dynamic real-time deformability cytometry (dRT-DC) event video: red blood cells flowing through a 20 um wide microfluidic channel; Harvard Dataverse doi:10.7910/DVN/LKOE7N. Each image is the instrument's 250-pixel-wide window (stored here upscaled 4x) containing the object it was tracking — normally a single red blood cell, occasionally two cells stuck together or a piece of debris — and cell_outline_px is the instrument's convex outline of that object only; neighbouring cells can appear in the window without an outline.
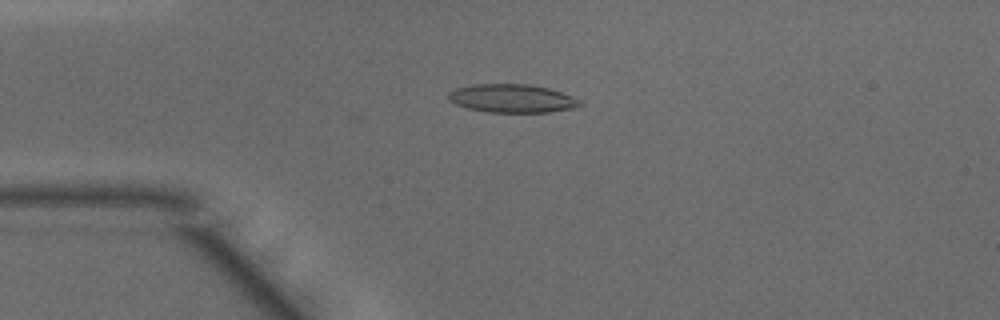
{"species": "common noctule bat (a hibernating species)", "species_latin": "Nyctalus noctula", "temperature_condition": "warm", "stored_images_in_passage": 38, "camera_frame_rate_fps": 3000, "um_per_image_px": 0.085, "animal": {"sex": "male", "body_mass_g": 15.6}, "frame": {"image": 1, "passage_image": 2, "time_ms": 0.333, "image_size_px": [1000, 320], "cell_outline_px": [[584, 104], [576, 108], [548, 112], [488, 112], [468, 108], [456, 104], [448, 100], [448, 92], [456, 88], [472, 84], [528, 84], [548, 88], [572, 96], [580, 100]], "centroid_in_image_um": [43.53, 8.36], "position_along_channel_um": 41.5, "area_um2": 21.79}}
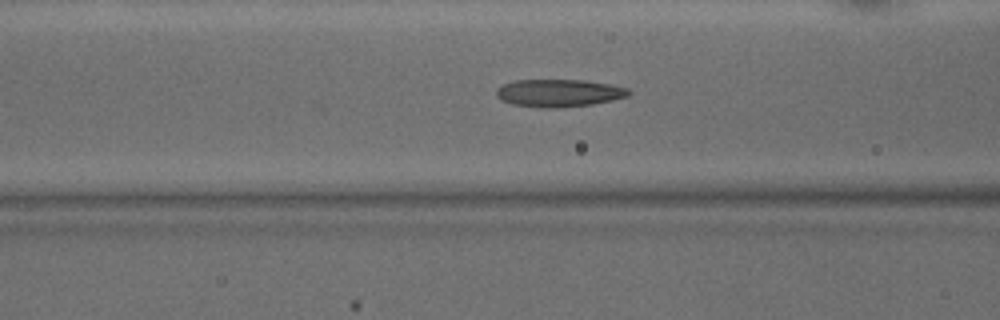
{"frame": {"image": 2, "passage_image": 9, "time_ms": 2.667, "image_size_px": [1000, 320], "cell_outline_px": [[632, 92], [628, 96], [612, 100], [592, 104], [556, 108], [540, 108], [512, 104], [500, 100], [496, 96], [496, 88], [500, 84], [516, 80], [584, 80], [608, 84], [628, 88]], "centroid_in_image_um": [47.46, 7.91], "position_along_channel_um": 119.1, "area_um2": 21.44}}
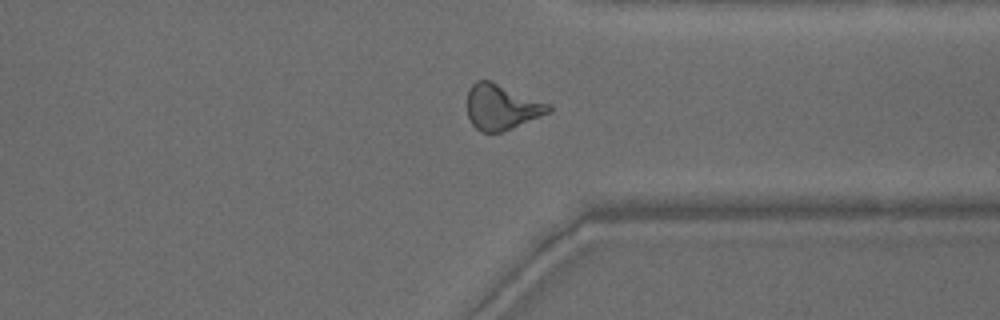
{"frame": {"image": 3, "passage_image": 27, "time_ms": 8.667, "image_size_px": [1000, 320], "cell_outline_px": [[552, 112], [500, 132], [480, 132], [472, 124], [468, 116], [468, 92], [472, 84], [476, 80], [488, 80], [548, 104], [552, 108]], "centroid_in_image_um": [42.61, 9.11], "position_along_channel_um": 368.8, "area_um2": 20.98}, "authors_computed_cell_mechanics": {"area_um2": 20.9814, "velocity_mm_per_s": 4.1875, "shape_relaxation_time_tau1_ms": 7.8956, "shape_relaxation_time_tau2_ms": 1.367, "deformation_change_tau1": 0.2644, "deformation_change_tau2": 0.1146}}